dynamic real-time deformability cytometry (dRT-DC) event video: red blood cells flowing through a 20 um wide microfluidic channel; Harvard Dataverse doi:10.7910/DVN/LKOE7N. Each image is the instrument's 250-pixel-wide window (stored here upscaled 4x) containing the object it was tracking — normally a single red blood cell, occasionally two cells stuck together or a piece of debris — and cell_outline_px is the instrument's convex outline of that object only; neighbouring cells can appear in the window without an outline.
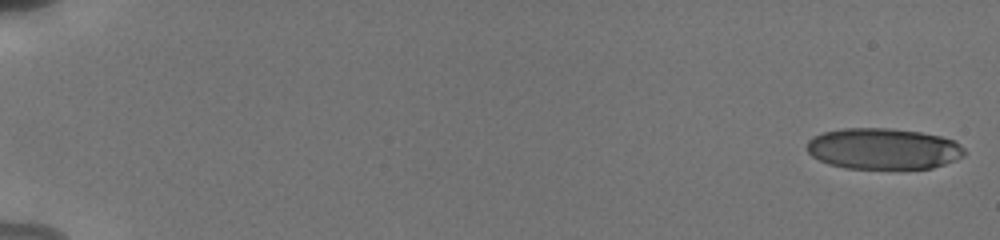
{"species": "human", "species_latin": "Homo sapiens", "temperature_condition": "cold", "stored_images_in_passage": 55, "camera_frame_rate_fps": 3000, "um_per_image_px": 0.085, "donor": {"sex": "male"}, "frame": {"image": 1, "passage_image": 1, "time_ms": 0.0, "image_size_px": [1000, 240], "cell_outline_px": [[968, 152], [964, 156], [956, 160], [932, 168], [844, 168], [828, 164], [812, 156], [808, 152], [808, 140], [812, 136], [824, 132], [844, 128], [888, 128], [920, 132], [940, 136], [956, 140]], "centroid_in_image_um": [75.11, 12.64], "position_along_channel_um": 9.9, "area_um2": 37.86}}
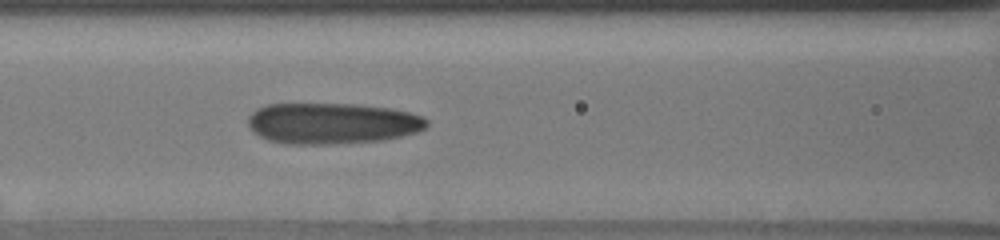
{"frame": {"image": 2, "passage_image": 26, "time_ms": 8.333, "image_size_px": [1000, 240], "cell_outline_px": [[428, 124], [424, 128], [416, 132], [400, 136], [380, 140], [332, 144], [288, 144], [268, 140], [252, 132], [248, 124], [248, 116], [256, 108], [264, 104], [352, 104], [388, 108], [408, 112], [424, 116], [428, 120]], "centroid_in_image_um": [28.18, 10.48], "position_along_channel_um": 138.4, "area_um2": 42.77}}
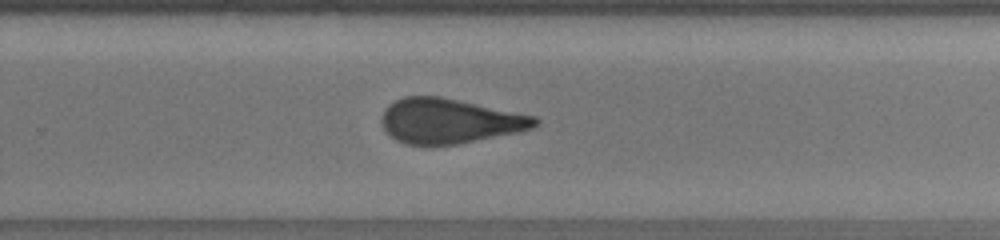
{"frame": {"image": 3, "passage_image": 38, "time_ms": 12.333, "image_size_px": [1000, 240], "cell_outline_px": [[540, 124], [532, 128], [520, 132], [456, 144], [432, 148], [404, 144], [388, 136], [380, 120], [384, 108], [388, 104], [404, 96], [440, 96], [536, 116], [540, 120]], "centroid_in_image_um": [38.17, 10.31], "position_along_channel_um": 291.6, "area_um2": 40.98}, "authors_computed_cell_mechanics": {"area_um2": 40.9802, "velocity_mm_per_s": 3.8402, "shape_relaxation_time_tau1_ms": 8.5487, "shape_relaxation_time_tau2_ms": 1.622, "deformation_change_tau1": 0.2356, "deformation_change_tau2": 0.1129}}